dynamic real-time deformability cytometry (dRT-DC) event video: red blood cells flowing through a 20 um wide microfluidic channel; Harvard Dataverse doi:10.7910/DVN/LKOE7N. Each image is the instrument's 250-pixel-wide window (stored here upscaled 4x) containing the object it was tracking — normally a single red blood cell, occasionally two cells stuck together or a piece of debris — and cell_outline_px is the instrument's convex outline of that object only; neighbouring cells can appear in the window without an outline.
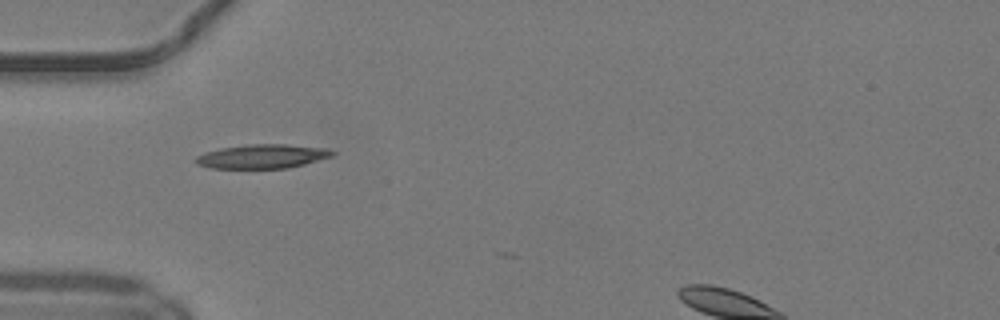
{"species": "common noctule bat (a hibernating species)", "species_latin": "Nyctalus noctula", "temperature_condition": "warm", "stored_images_in_passage": 2, "camera_frame_rate_fps": 3000, "um_per_image_px": 0.085, "animal": {"sex": "male", "body_mass_g": 19.2, "forearm_length_mm": 51.8}, "frame": {"image": 1, "passage_image": 1, "time_ms": 0.0, "image_size_px": [1000, 320], "cell_outline_px": [[336, 152], [332, 156], [304, 164], [288, 168], [212, 168], [196, 164], [196, 156], [204, 152], [220, 148], [244, 144], [288, 144], [328, 148]], "centroid_in_image_um": [22.3, 13.28], "position_along_channel_um": 62.7, "area_um2": 19.25}}